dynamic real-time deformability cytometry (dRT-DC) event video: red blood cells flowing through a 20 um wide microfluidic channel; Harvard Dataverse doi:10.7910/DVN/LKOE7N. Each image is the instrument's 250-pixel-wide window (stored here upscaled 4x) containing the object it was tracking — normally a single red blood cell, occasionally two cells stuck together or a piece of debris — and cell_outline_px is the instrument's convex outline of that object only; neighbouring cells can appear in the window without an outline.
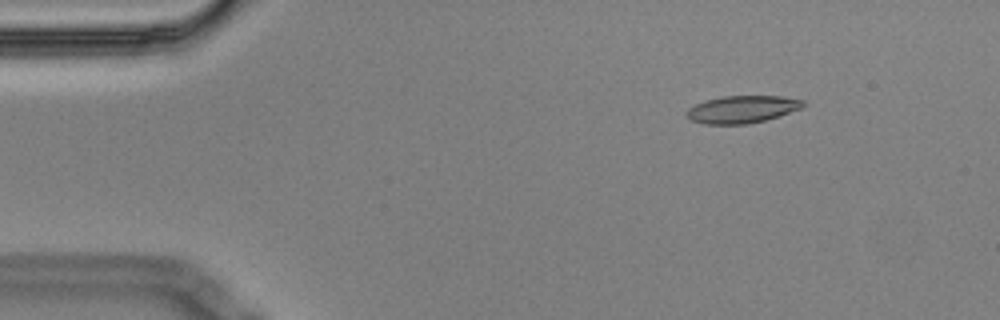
{"species": "Egyptian fruit bat (a non-hibernating species)", "species_latin": "Rousettus aegyptiacus", "temperature_condition": "cold", "stored_images_in_passage": 6, "camera_frame_rate_fps": 3000, "um_per_image_px": 0.085, "animal": {"sex": "male"}, "frame": {"image": 1, "passage_image": 3, "time_ms": 0.667, "image_size_px": [1000, 320], "cell_outline_px": [[804, 104], [800, 108], [764, 120], [748, 124], [704, 124], [692, 120], [684, 112], [688, 108], [696, 104], [720, 96], [784, 96], [804, 100]], "centroid_in_image_um": [63.05, 9.28], "position_along_channel_um": 22.0, "area_um2": 18.32}}
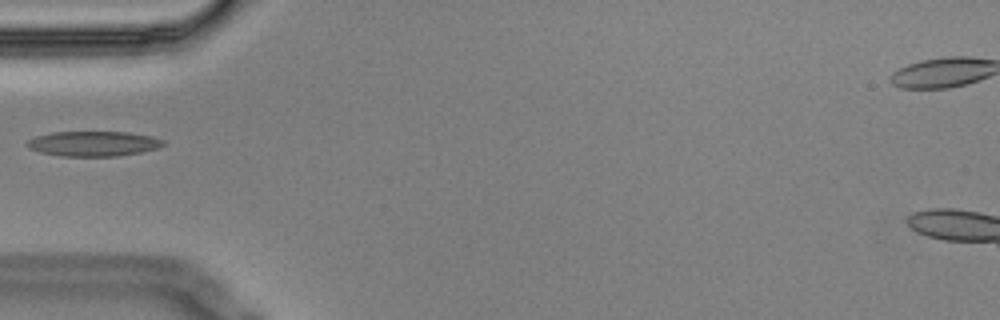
{"frame": {"image": 2, "passage_image": 6, "time_ms": 1.667, "image_size_px": [1000, 320], "cell_outline_px": [[164, 144], [156, 148], [140, 152], [116, 156], [60, 156], [40, 152], [28, 148], [24, 144], [28, 140], [36, 136], [52, 132], [128, 132], [152, 136], [164, 140]], "centroid_in_image_um": [7.9, 12.21], "position_along_channel_um": 77.1, "area_um2": 19.83}}